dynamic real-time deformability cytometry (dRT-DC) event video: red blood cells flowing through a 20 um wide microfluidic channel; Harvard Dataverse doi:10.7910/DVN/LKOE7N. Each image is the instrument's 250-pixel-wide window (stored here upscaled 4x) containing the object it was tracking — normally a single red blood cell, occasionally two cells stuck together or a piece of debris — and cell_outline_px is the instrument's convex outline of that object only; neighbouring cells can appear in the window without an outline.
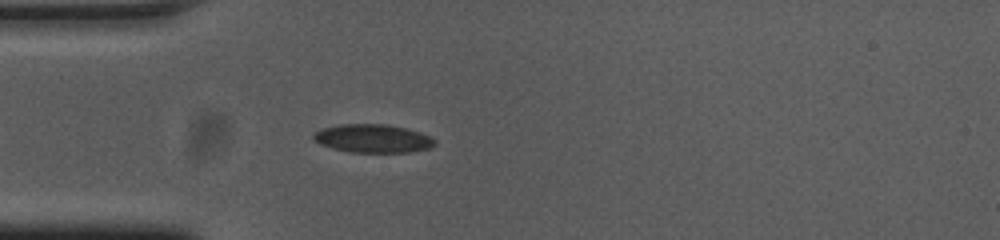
{"species": "common noctule bat (a hibernating species)", "species_latin": "Nyctalus noctula", "temperature_condition": "cold", "stored_images_in_passage": 42, "camera_frame_rate_fps": 3000, "um_per_image_px": 0.085, "animal": {"sex": "female", "body_mass_g": 23.0, "forearm_length_mm": 53.4}, "frame": {"image": 1, "passage_image": 2, "time_ms": 0.333, "image_size_px": [1000, 240], "cell_outline_px": [[436, 144], [428, 148], [408, 152], [352, 152], [332, 148], [320, 144], [312, 136], [316, 132], [324, 128], [340, 124], [388, 124], [420, 132], [436, 140]], "centroid_in_image_um": [31.7, 11.77], "position_along_channel_um": 53.3, "area_um2": 19.77}}
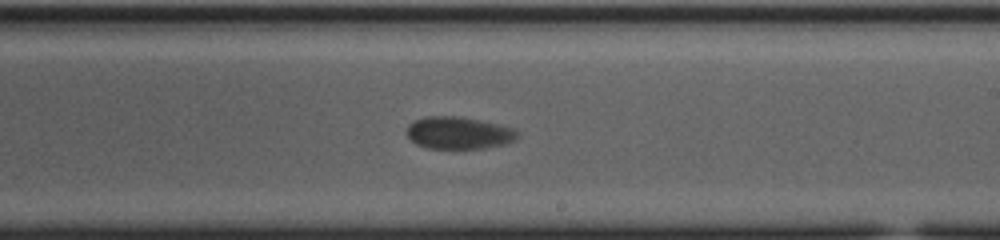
{"frame": {"image": 2, "passage_image": 19, "time_ms": 6.0, "image_size_px": [1000, 240], "cell_outline_px": [[520, 136], [504, 144], [484, 148], [428, 148], [416, 144], [408, 136], [408, 124], [424, 116], [460, 116], [496, 124], [512, 128], [520, 132]], "centroid_in_image_um": [38.99, 11.29], "position_along_channel_um": 250.0, "area_um2": 20.58}}
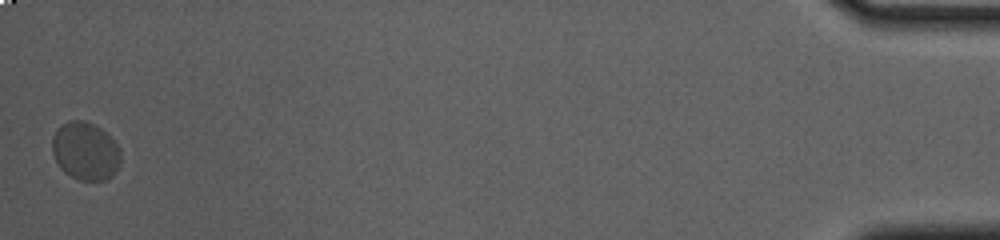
{"frame": {"image": 3, "passage_image": 42, "time_ms": 13.667, "image_size_px": [1000, 240], "cell_outline_px": [[120, 164], [116, 172], [112, 176], [104, 180], [80, 180], [64, 172], [60, 168], [52, 152], [52, 136], [68, 120], [84, 120], [100, 128], [120, 148]], "centroid_in_image_um": [7.26, 12.86], "position_along_channel_um": 427.9, "area_um2": 22.95}, "authors_computed_cell_mechanics": {"area_um2": 21.2415, "velocity_mm_per_s": 3.5962, "shape_relaxation_time_tau1_ms": 3.4818, "shape_relaxation_time_tau2_ms": null, "deformation_change_tau1": 0.0779, "deformation_change_tau2": null}}